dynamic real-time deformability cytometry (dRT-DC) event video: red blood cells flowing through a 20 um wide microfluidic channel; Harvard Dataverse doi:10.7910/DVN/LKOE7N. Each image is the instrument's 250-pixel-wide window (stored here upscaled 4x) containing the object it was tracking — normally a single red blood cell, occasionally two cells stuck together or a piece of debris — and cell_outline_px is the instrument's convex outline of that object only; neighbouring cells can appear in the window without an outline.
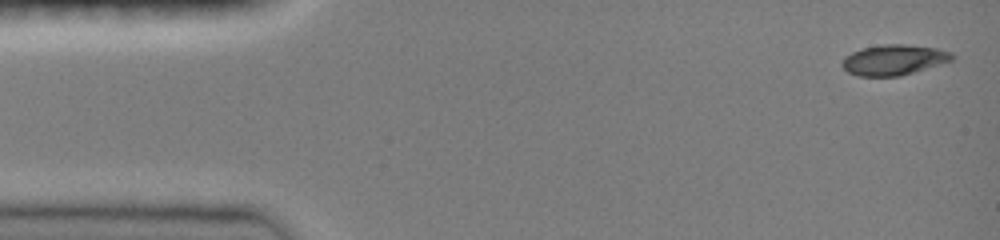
{"species": "common noctule bat (a hibernating species)", "species_latin": "Nyctalus noctula", "temperature_condition": "room temperature", "stored_images_in_passage": 8, "camera_frame_rate_fps": 3000, "um_per_image_px": 0.085, "animal": {"sex": "female", "body_mass_g": 19.0, "forearm_length_mm": 51.5}, "frame": {"image": 1, "passage_image": 1, "time_ms": 0.0, "image_size_px": [1000, 240], "cell_outline_px": [[956, 56], [952, 60], [900, 76], [856, 76], [848, 72], [840, 64], [840, 60], [844, 56], [852, 52], [864, 48], [880, 44], [904, 44], [936, 48], [952, 52]], "centroid_in_image_um": [75.94, 5.08], "position_along_channel_um": 9.1, "area_um2": 19.54}}
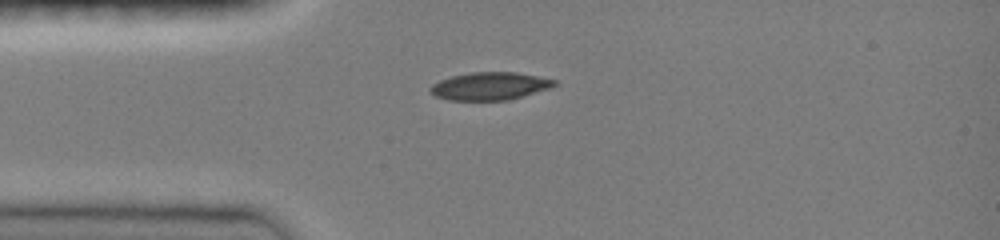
{"frame": {"image": 2, "passage_image": 7, "time_ms": 3.333, "image_size_px": [1000, 240], "cell_outline_px": [[556, 84], [548, 88], [508, 100], [448, 100], [436, 96], [428, 88], [432, 84], [440, 80], [452, 76], [468, 72], [516, 72], [556, 80]], "centroid_in_image_um": [41.59, 7.31], "position_along_channel_um": 43.4, "area_um2": 19.83}}